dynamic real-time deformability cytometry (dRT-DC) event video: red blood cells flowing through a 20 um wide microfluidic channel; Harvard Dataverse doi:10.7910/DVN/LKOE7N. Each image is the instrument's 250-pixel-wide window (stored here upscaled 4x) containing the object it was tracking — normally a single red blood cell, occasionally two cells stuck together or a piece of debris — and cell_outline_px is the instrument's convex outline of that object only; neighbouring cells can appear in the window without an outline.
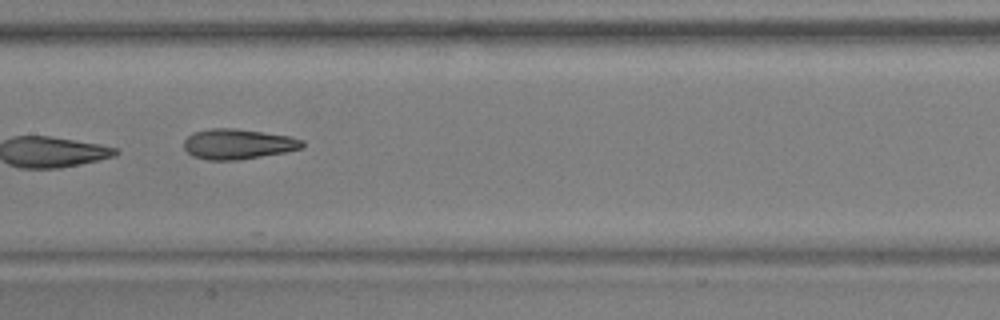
{"species": "common noctule bat (a hibernating species)", "species_latin": "Nyctalus noctula", "temperature_condition": "warm", "stored_images_in_passage": 26, "camera_frame_rate_fps": 3000, "um_per_image_px": 0.085, "animal": {"sex": "male", "body_mass_g": 17.9, "forearm_length_mm": 54.2}, "frame": {"image": 1, "passage_image": 12, "time_ms": 3.667, "image_size_px": [1000, 320], "cell_outline_px": [[304, 148], [284, 152], [240, 160], [208, 160], [192, 156], [184, 148], [184, 140], [192, 132], [208, 128], [236, 128], [292, 136], [304, 140]], "centroid_in_image_um": [20.23, 12.23], "position_along_channel_um": 187.2, "area_um2": 21.15}, "authors_computed_cell_mechanics": {"area_um2": 21.2126, "velocity_mm_per_s": 3.8571, "shape_relaxation_time_tau1_ms": null, "shape_relaxation_time_tau2_ms": 2.0964, "deformation_change_tau1": null, "deformation_change_tau2": 0.0889}}